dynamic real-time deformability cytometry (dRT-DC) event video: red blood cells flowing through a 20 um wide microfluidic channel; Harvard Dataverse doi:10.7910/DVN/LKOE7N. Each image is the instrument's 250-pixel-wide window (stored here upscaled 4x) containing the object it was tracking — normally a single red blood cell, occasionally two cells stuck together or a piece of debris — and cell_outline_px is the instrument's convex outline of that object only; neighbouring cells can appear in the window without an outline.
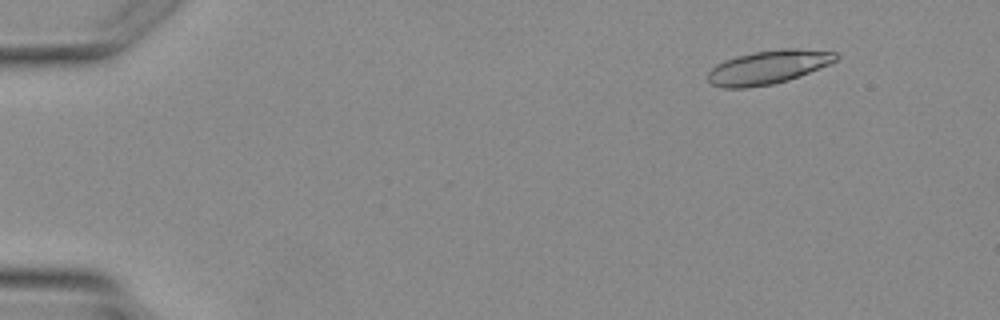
{"species": "Egyptian fruit bat (a non-hibernating species)", "species_latin": "Rousettus aegyptiacus", "temperature_condition": "warm", "stored_images_in_passage": 4, "camera_frame_rate_fps": 3000, "um_per_image_px": 0.085, "animal": {"sex": "female"}, "frame": {"image": 1, "passage_image": 4, "time_ms": 4.0, "image_size_px": [1000, 320], "cell_outline_px": [[840, 56], [836, 60], [828, 64], [788, 80], [772, 84], [748, 88], [724, 88], [712, 84], [708, 80], [708, 72], [716, 64], [724, 60], [736, 56], [756, 52], [784, 48], [796, 48], [836, 52]], "centroid_in_image_um": [65.27, 5.71], "position_along_channel_um": 19.7, "area_um2": 24.91}}